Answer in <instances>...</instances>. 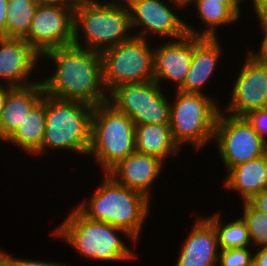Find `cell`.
I'll use <instances>...</instances> for the list:
<instances>
[{
  "instance_id": "cell-1",
  "label": "cell",
  "mask_w": 267,
  "mask_h": 266,
  "mask_svg": "<svg viewBox=\"0 0 267 266\" xmlns=\"http://www.w3.org/2000/svg\"><path fill=\"white\" fill-rule=\"evenodd\" d=\"M52 65L42 78L44 93L57 99L87 103L93 107L108 101L103 84L101 53L74 45L53 48L41 55ZM54 65V67H52ZM56 69V70H55Z\"/></svg>"
},
{
  "instance_id": "cell-2",
  "label": "cell",
  "mask_w": 267,
  "mask_h": 266,
  "mask_svg": "<svg viewBox=\"0 0 267 266\" xmlns=\"http://www.w3.org/2000/svg\"><path fill=\"white\" fill-rule=\"evenodd\" d=\"M72 208L50 234L69 245L82 260L86 258V261L92 262L120 263L138 259L139 255L133 247L127 246L129 242L133 243L130 245L138 246L137 242L125 230L88 219L75 206ZM125 237L130 239L127 244L123 241Z\"/></svg>"
},
{
  "instance_id": "cell-3",
  "label": "cell",
  "mask_w": 267,
  "mask_h": 266,
  "mask_svg": "<svg viewBox=\"0 0 267 266\" xmlns=\"http://www.w3.org/2000/svg\"><path fill=\"white\" fill-rule=\"evenodd\" d=\"M96 190L75 207L88 219L101 221L125 230L137 242L149 217L151 200L124 187L107 173Z\"/></svg>"
},
{
  "instance_id": "cell-4",
  "label": "cell",
  "mask_w": 267,
  "mask_h": 266,
  "mask_svg": "<svg viewBox=\"0 0 267 266\" xmlns=\"http://www.w3.org/2000/svg\"><path fill=\"white\" fill-rule=\"evenodd\" d=\"M132 36L129 11L123 0L76 2L74 46L101 53L129 40Z\"/></svg>"
},
{
  "instance_id": "cell-5",
  "label": "cell",
  "mask_w": 267,
  "mask_h": 266,
  "mask_svg": "<svg viewBox=\"0 0 267 266\" xmlns=\"http://www.w3.org/2000/svg\"><path fill=\"white\" fill-rule=\"evenodd\" d=\"M93 108L84 102L57 99L45 94V135L41 147L32 156L41 157L54 150L63 153L64 150L87 158Z\"/></svg>"
},
{
  "instance_id": "cell-6",
  "label": "cell",
  "mask_w": 267,
  "mask_h": 266,
  "mask_svg": "<svg viewBox=\"0 0 267 266\" xmlns=\"http://www.w3.org/2000/svg\"><path fill=\"white\" fill-rule=\"evenodd\" d=\"M169 92L172 99L169 123L172 138L181 150L183 146L192 145L191 148L198 153L213 142L215 124L221 110L219 99L179 90H174V95L171 90Z\"/></svg>"
},
{
  "instance_id": "cell-7",
  "label": "cell",
  "mask_w": 267,
  "mask_h": 266,
  "mask_svg": "<svg viewBox=\"0 0 267 266\" xmlns=\"http://www.w3.org/2000/svg\"><path fill=\"white\" fill-rule=\"evenodd\" d=\"M136 151L135 123L108 101L93 108L91 142L87 157L107 173L120 160Z\"/></svg>"
},
{
  "instance_id": "cell-8",
  "label": "cell",
  "mask_w": 267,
  "mask_h": 266,
  "mask_svg": "<svg viewBox=\"0 0 267 266\" xmlns=\"http://www.w3.org/2000/svg\"><path fill=\"white\" fill-rule=\"evenodd\" d=\"M132 36L101 52L103 84L109 93L123 84L154 80V44Z\"/></svg>"
},
{
  "instance_id": "cell-9",
  "label": "cell",
  "mask_w": 267,
  "mask_h": 266,
  "mask_svg": "<svg viewBox=\"0 0 267 266\" xmlns=\"http://www.w3.org/2000/svg\"><path fill=\"white\" fill-rule=\"evenodd\" d=\"M156 81L123 84L108 93V102L137 124H169L170 95ZM169 97V98H168Z\"/></svg>"
},
{
  "instance_id": "cell-10",
  "label": "cell",
  "mask_w": 267,
  "mask_h": 266,
  "mask_svg": "<svg viewBox=\"0 0 267 266\" xmlns=\"http://www.w3.org/2000/svg\"><path fill=\"white\" fill-rule=\"evenodd\" d=\"M213 143L225 173L267 153V144L244 117L231 116L221 110L215 124Z\"/></svg>"
},
{
  "instance_id": "cell-11",
  "label": "cell",
  "mask_w": 267,
  "mask_h": 266,
  "mask_svg": "<svg viewBox=\"0 0 267 266\" xmlns=\"http://www.w3.org/2000/svg\"><path fill=\"white\" fill-rule=\"evenodd\" d=\"M123 1L129 11L133 36L147 40L157 38L155 41L159 40L160 43L161 38H163L162 40H174L187 34L185 18L181 19L182 16L178 15L183 11L170 0Z\"/></svg>"
},
{
  "instance_id": "cell-12",
  "label": "cell",
  "mask_w": 267,
  "mask_h": 266,
  "mask_svg": "<svg viewBox=\"0 0 267 266\" xmlns=\"http://www.w3.org/2000/svg\"><path fill=\"white\" fill-rule=\"evenodd\" d=\"M246 52L243 66L233 77L229 101L221 109L231 116L243 117L252 110L267 108V62Z\"/></svg>"
},
{
  "instance_id": "cell-13",
  "label": "cell",
  "mask_w": 267,
  "mask_h": 266,
  "mask_svg": "<svg viewBox=\"0 0 267 266\" xmlns=\"http://www.w3.org/2000/svg\"><path fill=\"white\" fill-rule=\"evenodd\" d=\"M75 6H38L28 35L24 38L40 55L73 45Z\"/></svg>"
},
{
  "instance_id": "cell-14",
  "label": "cell",
  "mask_w": 267,
  "mask_h": 266,
  "mask_svg": "<svg viewBox=\"0 0 267 266\" xmlns=\"http://www.w3.org/2000/svg\"><path fill=\"white\" fill-rule=\"evenodd\" d=\"M204 39V37L186 34L179 39L162 40L163 43L160 44L158 42L155 44V41H153L154 81L161 87L163 85V89L170 85L168 89L177 90L184 83L195 48ZM171 86H174V88H171Z\"/></svg>"
},
{
  "instance_id": "cell-15",
  "label": "cell",
  "mask_w": 267,
  "mask_h": 266,
  "mask_svg": "<svg viewBox=\"0 0 267 266\" xmlns=\"http://www.w3.org/2000/svg\"><path fill=\"white\" fill-rule=\"evenodd\" d=\"M40 64L44 60L41 63V55L25 39L0 37V85L25 87L38 82L33 76L40 73Z\"/></svg>"
},
{
  "instance_id": "cell-16",
  "label": "cell",
  "mask_w": 267,
  "mask_h": 266,
  "mask_svg": "<svg viewBox=\"0 0 267 266\" xmlns=\"http://www.w3.org/2000/svg\"><path fill=\"white\" fill-rule=\"evenodd\" d=\"M166 167L157 157L135 151L120 160L107 174L119 184L145 195L152 201L151 189L159 176L162 177Z\"/></svg>"
},
{
  "instance_id": "cell-17",
  "label": "cell",
  "mask_w": 267,
  "mask_h": 266,
  "mask_svg": "<svg viewBox=\"0 0 267 266\" xmlns=\"http://www.w3.org/2000/svg\"><path fill=\"white\" fill-rule=\"evenodd\" d=\"M180 246L175 266H217L219 257L218 237L213 225L202 215Z\"/></svg>"
},
{
  "instance_id": "cell-18",
  "label": "cell",
  "mask_w": 267,
  "mask_h": 266,
  "mask_svg": "<svg viewBox=\"0 0 267 266\" xmlns=\"http://www.w3.org/2000/svg\"><path fill=\"white\" fill-rule=\"evenodd\" d=\"M221 38H205L194 50L190 69L185 77L184 83L177 89L185 93H200L211 95L205 92L206 85L213 81L214 73L218 64L222 61L224 47L221 46ZM223 47V48H222ZM222 55V56H221ZM221 60V61H220ZM219 62V63H218ZM211 80V81H210Z\"/></svg>"
},
{
  "instance_id": "cell-19",
  "label": "cell",
  "mask_w": 267,
  "mask_h": 266,
  "mask_svg": "<svg viewBox=\"0 0 267 266\" xmlns=\"http://www.w3.org/2000/svg\"><path fill=\"white\" fill-rule=\"evenodd\" d=\"M223 190L237 193L242 201L267 189V153L259 158L232 167L225 173Z\"/></svg>"
},
{
  "instance_id": "cell-20",
  "label": "cell",
  "mask_w": 267,
  "mask_h": 266,
  "mask_svg": "<svg viewBox=\"0 0 267 266\" xmlns=\"http://www.w3.org/2000/svg\"><path fill=\"white\" fill-rule=\"evenodd\" d=\"M44 94L41 78L29 86L12 87L7 91L0 113V126L7 138L18 128L25 115Z\"/></svg>"
},
{
  "instance_id": "cell-21",
  "label": "cell",
  "mask_w": 267,
  "mask_h": 266,
  "mask_svg": "<svg viewBox=\"0 0 267 266\" xmlns=\"http://www.w3.org/2000/svg\"><path fill=\"white\" fill-rule=\"evenodd\" d=\"M135 147L137 152L157 157L165 164L171 157L176 160L182 154L172 138L170 124L135 125Z\"/></svg>"
},
{
  "instance_id": "cell-22",
  "label": "cell",
  "mask_w": 267,
  "mask_h": 266,
  "mask_svg": "<svg viewBox=\"0 0 267 266\" xmlns=\"http://www.w3.org/2000/svg\"><path fill=\"white\" fill-rule=\"evenodd\" d=\"M196 10L199 24H203L202 27L194 26L185 22L186 32L189 35L204 38H220L218 35L219 27H228L230 25L237 24L239 18L224 4L219 1L213 0H195L192 7ZM199 28V29H198ZM202 28V29H201Z\"/></svg>"
},
{
  "instance_id": "cell-23",
  "label": "cell",
  "mask_w": 267,
  "mask_h": 266,
  "mask_svg": "<svg viewBox=\"0 0 267 266\" xmlns=\"http://www.w3.org/2000/svg\"><path fill=\"white\" fill-rule=\"evenodd\" d=\"M45 94L25 115L22 123L7 138L8 143L32 157L41 147L45 135Z\"/></svg>"
},
{
  "instance_id": "cell-24",
  "label": "cell",
  "mask_w": 267,
  "mask_h": 266,
  "mask_svg": "<svg viewBox=\"0 0 267 266\" xmlns=\"http://www.w3.org/2000/svg\"><path fill=\"white\" fill-rule=\"evenodd\" d=\"M221 215L223 214L220 211H216L208 217L204 216L216 230L219 249L253 247L247 225L241 216L228 223H222Z\"/></svg>"
},
{
  "instance_id": "cell-25",
  "label": "cell",
  "mask_w": 267,
  "mask_h": 266,
  "mask_svg": "<svg viewBox=\"0 0 267 266\" xmlns=\"http://www.w3.org/2000/svg\"><path fill=\"white\" fill-rule=\"evenodd\" d=\"M37 7L32 0H8L6 37L24 39L30 31Z\"/></svg>"
},
{
  "instance_id": "cell-26",
  "label": "cell",
  "mask_w": 267,
  "mask_h": 266,
  "mask_svg": "<svg viewBox=\"0 0 267 266\" xmlns=\"http://www.w3.org/2000/svg\"><path fill=\"white\" fill-rule=\"evenodd\" d=\"M241 218L245 221L253 248L267 246V214L255 209L248 201L241 204Z\"/></svg>"
},
{
  "instance_id": "cell-27",
  "label": "cell",
  "mask_w": 267,
  "mask_h": 266,
  "mask_svg": "<svg viewBox=\"0 0 267 266\" xmlns=\"http://www.w3.org/2000/svg\"><path fill=\"white\" fill-rule=\"evenodd\" d=\"M252 251L253 247L220 250L217 266H253Z\"/></svg>"
},
{
  "instance_id": "cell-28",
  "label": "cell",
  "mask_w": 267,
  "mask_h": 266,
  "mask_svg": "<svg viewBox=\"0 0 267 266\" xmlns=\"http://www.w3.org/2000/svg\"><path fill=\"white\" fill-rule=\"evenodd\" d=\"M243 117L267 144V108L252 110Z\"/></svg>"
},
{
  "instance_id": "cell-29",
  "label": "cell",
  "mask_w": 267,
  "mask_h": 266,
  "mask_svg": "<svg viewBox=\"0 0 267 266\" xmlns=\"http://www.w3.org/2000/svg\"><path fill=\"white\" fill-rule=\"evenodd\" d=\"M256 18L258 19L259 28L261 31V34L263 36L262 40L259 44V47L256 49L248 48V51L254 58L267 62V13L256 15ZM258 49V51H257Z\"/></svg>"
},
{
  "instance_id": "cell-30",
  "label": "cell",
  "mask_w": 267,
  "mask_h": 266,
  "mask_svg": "<svg viewBox=\"0 0 267 266\" xmlns=\"http://www.w3.org/2000/svg\"><path fill=\"white\" fill-rule=\"evenodd\" d=\"M13 260V264L14 266H70L66 263H62L59 261H47V260H40V259H28V258H19L15 255H12L10 253H8L7 251H5Z\"/></svg>"
},
{
  "instance_id": "cell-31",
  "label": "cell",
  "mask_w": 267,
  "mask_h": 266,
  "mask_svg": "<svg viewBox=\"0 0 267 266\" xmlns=\"http://www.w3.org/2000/svg\"><path fill=\"white\" fill-rule=\"evenodd\" d=\"M248 202L257 210L267 214V189L253 195Z\"/></svg>"
},
{
  "instance_id": "cell-32",
  "label": "cell",
  "mask_w": 267,
  "mask_h": 266,
  "mask_svg": "<svg viewBox=\"0 0 267 266\" xmlns=\"http://www.w3.org/2000/svg\"><path fill=\"white\" fill-rule=\"evenodd\" d=\"M253 252V266H267V246L255 248Z\"/></svg>"
},
{
  "instance_id": "cell-33",
  "label": "cell",
  "mask_w": 267,
  "mask_h": 266,
  "mask_svg": "<svg viewBox=\"0 0 267 266\" xmlns=\"http://www.w3.org/2000/svg\"><path fill=\"white\" fill-rule=\"evenodd\" d=\"M226 5L239 19L244 14L240 0H213ZM243 13V14H242Z\"/></svg>"
},
{
  "instance_id": "cell-34",
  "label": "cell",
  "mask_w": 267,
  "mask_h": 266,
  "mask_svg": "<svg viewBox=\"0 0 267 266\" xmlns=\"http://www.w3.org/2000/svg\"><path fill=\"white\" fill-rule=\"evenodd\" d=\"M240 1L241 4L244 5L243 2H246L247 0H240ZM248 1L249 3L252 4V6L250 5V8L252 7L251 9H253L254 11H252L251 14H253L254 16L267 13V0H248Z\"/></svg>"
},
{
  "instance_id": "cell-35",
  "label": "cell",
  "mask_w": 267,
  "mask_h": 266,
  "mask_svg": "<svg viewBox=\"0 0 267 266\" xmlns=\"http://www.w3.org/2000/svg\"><path fill=\"white\" fill-rule=\"evenodd\" d=\"M7 2L0 0V37H6Z\"/></svg>"
},
{
  "instance_id": "cell-36",
  "label": "cell",
  "mask_w": 267,
  "mask_h": 266,
  "mask_svg": "<svg viewBox=\"0 0 267 266\" xmlns=\"http://www.w3.org/2000/svg\"><path fill=\"white\" fill-rule=\"evenodd\" d=\"M78 0H32L37 6L43 5H61V6H75Z\"/></svg>"
},
{
  "instance_id": "cell-37",
  "label": "cell",
  "mask_w": 267,
  "mask_h": 266,
  "mask_svg": "<svg viewBox=\"0 0 267 266\" xmlns=\"http://www.w3.org/2000/svg\"><path fill=\"white\" fill-rule=\"evenodd\" d=\"M0 248V266H14L12 258Z\"/></svg>"
},
{
  "instance_id": "cell-38",
  "label": "cell",
  "mask_w": 267,
  "mask_h": 266,
  "mask_svg": "<svg viewBox=\"0 0 267 266\" xmlns=\"http://www.w3.org/2000/svg\"><path fill=\"white\" fill-rule=\"evenodd\" d=\"M170 1L176 6H178L181 10H183V12L184 11L186 12V10H190L191 6L195 2V0H170Z\"/></svg>"
},
{
  "instance_id": "cell-39",
  "label": "cell",
  "mask_w": 267,
  "mask_h": 266,
  "mask_svg": "<svg viewBox=\"0 0 267 266\" xmlns=\"http://www.w3.org/2000/svg\"><path fill=\"white\" fill-rule=\"evenodd\" d=\"M10 88H11V87H9V86L0 85V113H1L2 108H3V103H4L5 95H6L7 91H8Z\"/></svg>"
},
{
  "instance_id": "cell-40",
  "label": "cell",
  "mask_w": 267,
  "mask_h": 266,
  "mask_svg": "<svg viewBox=\"0 0 267 266\" xmlns=\"http://www.w3.org/2000/svg\"><path fill=\"white\" fill-rule=\"evenodd\" d=\"M0 142L2 144V142H4V144H8V140L7 137L3 134L1 126H0Z\"/></svg>"
}]
</instances>
